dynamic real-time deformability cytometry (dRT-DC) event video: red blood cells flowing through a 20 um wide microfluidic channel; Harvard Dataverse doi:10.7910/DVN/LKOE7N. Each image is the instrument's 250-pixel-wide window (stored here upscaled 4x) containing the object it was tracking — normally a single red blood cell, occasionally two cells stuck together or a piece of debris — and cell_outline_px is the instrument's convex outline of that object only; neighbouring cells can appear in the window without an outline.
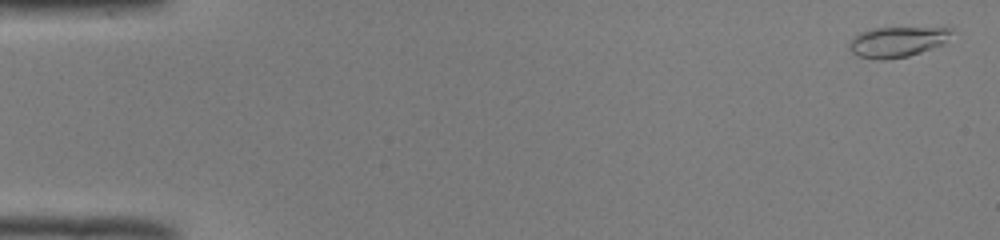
{"species": "common noctule bat (a hibernating species)", "species_latin": "Nyctalus noctula", "temperature_condition": "room temperature", "stored_images_in_passage": 52, "camera_frame_rate_fps": 3000, "um_per_image_px": 0.085, "animal": {"sex": "male", "body_mass_g": 19.0, "forearm_length_mm": 50.8}, "frame": {"image": 1, "passage_image": 2, "time_ms": 0.333, "image_size_px": [1000, 240], "cell_outline_px": [[952, 28], [944, 44], [908, 56], [884, 60], [880, 60], [856, 56], [848, 48], [848, 44], [852, 36], [860, 32], [872, 28]], "centroid_in_image_um": [76.17, 3.56], "position_along_channel_um": 8.8, "area_um2": 18.03}}
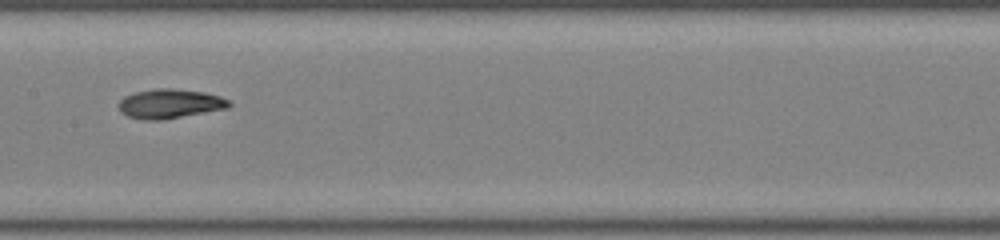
{"frame": {"image": 2, "passage_image": 27, "time_ms": 8.667, "image_size_px": [1000, 240], "cell_outline_px": [[232, 104], [228, 108], [164, 120], [144, 120], [128, 116], [120, 112], [116, 104], [124, 96], [136, 92], [156, 88], [172, 88], [204, 92], [220, 96], [228, 100]], "centroid_in_image_um": [14.41, 8.82], "position_along_channel_um": 193.0, "area_um2": 19.07}}
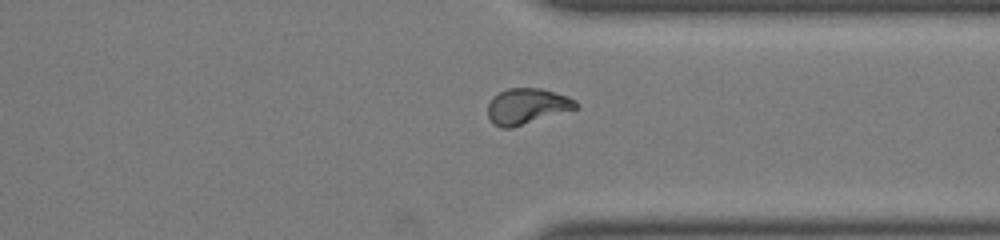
{"frame": {"image": 3, "passage_image": 40, "time_ms": 13.0, "image_size_px": [1000, 240], "cell_outline_px": [[580, 108], [512, 128], [500, 128], [492, 124], [488, 116], [488, 104], [492, 96], [508, 88], [540, 88], [568, 96], [576, 100], [580, 104]], "centroid_in_image_um": [44.81, 9.04], "position_along_channel_um": 366.6, "area_um2": 18.73}, "authors_computed_cell_mechanics": {"area_um2": 18.2937, "velocity_mm_per_s": 4.0101, "shape_relaxation_time_tau1_ms": 7.3096, "shape_relaxation_time_tau2_ms": 3.7252, "deformation_change_tau1": 0.1875, "deformation_change_tau2": 0.0903}}